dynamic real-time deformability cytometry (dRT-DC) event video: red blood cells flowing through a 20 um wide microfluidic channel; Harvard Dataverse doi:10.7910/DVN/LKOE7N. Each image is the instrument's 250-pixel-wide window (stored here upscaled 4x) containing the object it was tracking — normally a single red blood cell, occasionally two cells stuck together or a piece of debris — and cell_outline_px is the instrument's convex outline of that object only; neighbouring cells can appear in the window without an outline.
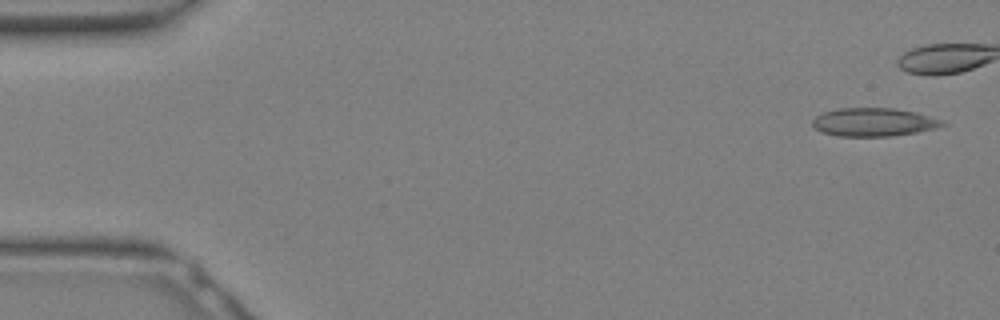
{"species": "Egyptian fruit bat (a non-hibernating species)", "species_latin": "Rousettus aegyptiacus", "temperature_condition": "warm", "stored_images_in_passage": 7, "camera_frame_rate_fps": 3000, "um_per_image_px": 0.085, "animal": {"sex": "female"}, "frame": {"image": 1, "passage_image": 1, "time_ms": 0.0, "image_size_px": [1000, 320], "cell_outline_px": [[948, 124], [936, 128], [916, 132], [892, 136], [836, 136], [820, 132], [812, 124], [812, 120], [816, 116], [824, 112], [840, 108], [892, 108], [916, 112], [944, 120]], "centroid_in_image_um": [74.28, 10.38], "position_along_channel_um": 10.7, "area_um2": 21.5}}